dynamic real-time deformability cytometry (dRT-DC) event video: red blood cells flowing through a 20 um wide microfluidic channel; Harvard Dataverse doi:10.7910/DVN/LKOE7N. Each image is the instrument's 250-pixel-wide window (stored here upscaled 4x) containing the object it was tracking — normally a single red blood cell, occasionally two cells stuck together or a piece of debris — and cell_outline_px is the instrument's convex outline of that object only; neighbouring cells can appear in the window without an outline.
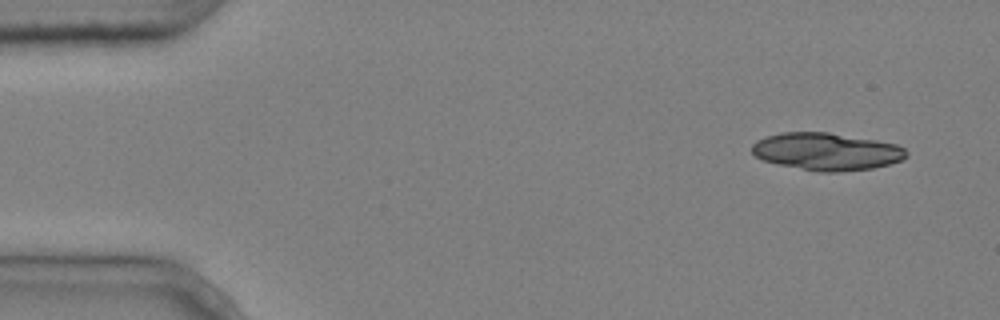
{"species": "common noctule bat (a hibernating species)", "species_latin": "Nyctalus noctula", "temperature_condition": "cold", "stored_images_in_passage": 5, "camera_frame_rate_fps": 3000, "um_per_image_px": 0.085, "animal": {"sex": "male", "body_mass_g": 20.4}, "frame": {"image": 1, "passage_image": 1, "time_ms": 0.0, "image_size_px": [1000, 320], "cell_outline_px": [[908, 156], [900, 160], [888, 164], [872, 168], [840, 172], [816, 172], [776, 164], [764, 160], [756, 156], [752, 152], [752, 144], [756, 140], [764, 136], [780, 132], [828, 132], [876, 140], [896, 144], [904, 148], [908, 152]], "centroid_in_image_um": [70.23, 12.88], "position_along_channel_um": 14.8, "area_um2": 33.87}}
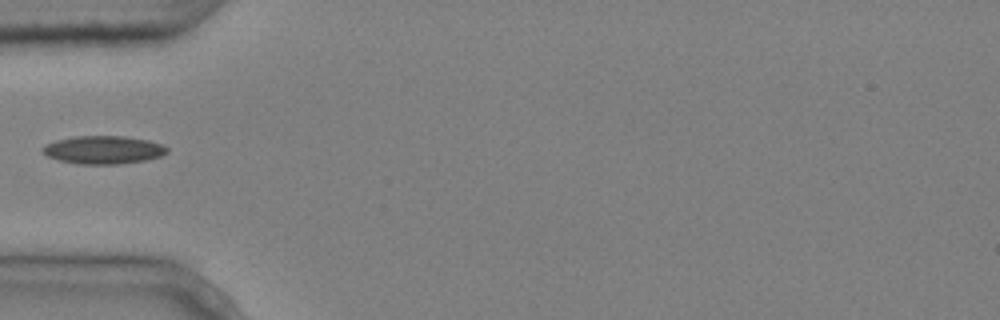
{"frame": {"image": 2, "passage_image": 5, "time_ms": 1.333, "image_size_px": [1000, 320], "cell_outline_px": [[168, 152], [160, 156], [144, 160], [120, 164], [76, 164], [60, 160], [48, 156], [40, 148], [44, 144], [56, 140], [76, 136], [124, 136], [148, 140], [164, 144], [168, 148]], "centroid_in_image_um": [8.79, 12.73], "position_along_channel_um": 76.2, "area_um2": 20.4}}